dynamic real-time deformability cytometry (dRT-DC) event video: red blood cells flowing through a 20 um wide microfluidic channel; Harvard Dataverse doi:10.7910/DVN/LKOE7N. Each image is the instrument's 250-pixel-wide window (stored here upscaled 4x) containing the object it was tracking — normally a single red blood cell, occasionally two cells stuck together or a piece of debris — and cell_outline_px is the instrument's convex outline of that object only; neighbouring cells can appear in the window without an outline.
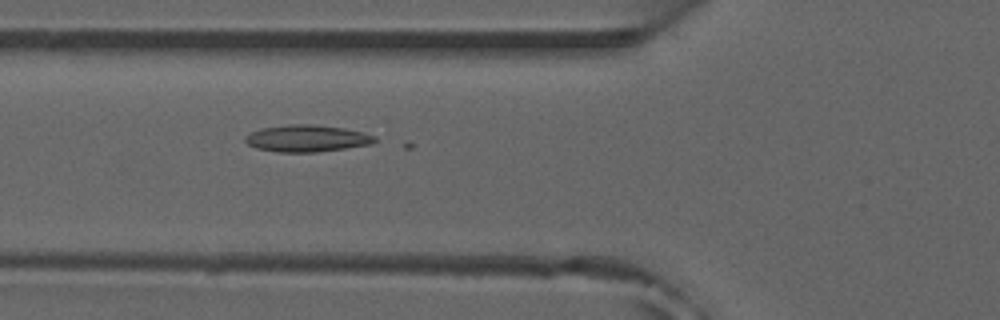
{"species": "common noctule bat (a hibernating species)", "species_latin": "Nyctalus noctula", "temperature_condition": "room temperature", "stored_images_in_passage": 5, "camera_frame_rate_fps": 3000, "um_per_image_px": 0.085, "animal": {"sex": "male", "forearm_length_mm": 52.5}, "frame": {"image": 1, "passage_image": 5, "time_ms": 1.333, "image_size_px": [1000, 320], "cell_outline_px": [[380, 140], [372, 144], [316, 152], [280, 152], [256, 148], [248, 144], [244, 140], [244, 136], [260, 128], [288, 124], [312, 124], [344, 128], [364, 132], [376, 136]], "centroid_in_image_um": [26.11, 11.75], "position_along_channel_um": 99.7, "area_um2": 20.4}}